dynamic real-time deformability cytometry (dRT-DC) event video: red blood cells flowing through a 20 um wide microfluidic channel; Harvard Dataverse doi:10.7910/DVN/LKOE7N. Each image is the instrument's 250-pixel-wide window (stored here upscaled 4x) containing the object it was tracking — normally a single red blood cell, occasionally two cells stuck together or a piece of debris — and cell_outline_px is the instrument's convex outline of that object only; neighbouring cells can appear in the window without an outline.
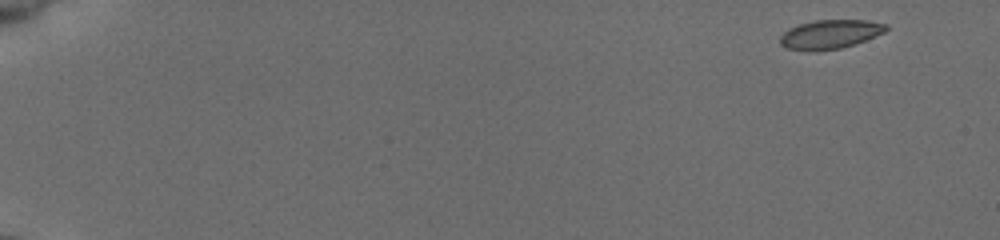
{"species": "common noctule bat (a hibernating species)", "species_latin": "Nyctalus noctula", "temperature_condition": "cold", "stored_images_in_passage": 52, "camera_frame_rate_fps": 3000, "um_per_image_px": 0.085, "animal": {"sex": "female", "body_mass_g": 19.5, "forearm_length_mm": 54.1}, "frame": {"image": 1, "passage_image": 1, "time_ms": 0.0, "image_size_px": [1000, 240], "cell_outline_px": [[888, 28], [884, 32], [856, 44], [840, 48], [812, 52], [788, 48], [780, 44], [780, 36], [788, 28], [800, 24], [816, 20], [868, 20], [888, 24]], "centroid_in_image_um": [70.56, 2.91], "position_along_channel_um": 14.4, "area_um2": 17.98}}
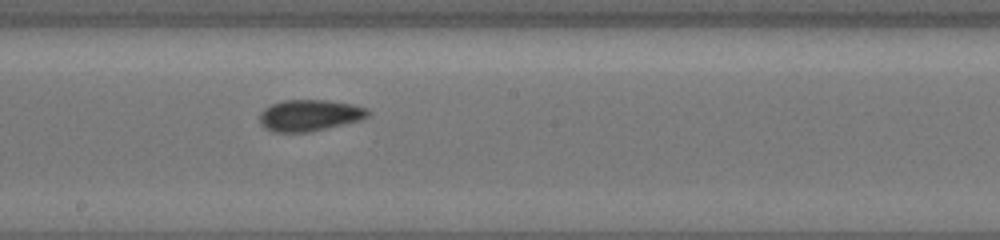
{"frame": {"image": 2, "passage_image": 30, "time_ms": 9.667, "image_size_px": [1000, 240], "cell_outline_px": [[368, 116], [356, 120], [308, 132], [276, 132], [260, 124], [260, 112], [264, 108], [272, 104], [284, 100], [328, 100], [352, 104], [368, 108]], "centroid_in_image_um": [26.27, 9.78], "position_along_channel_um": 221.9, "area_um2": 19.36}}
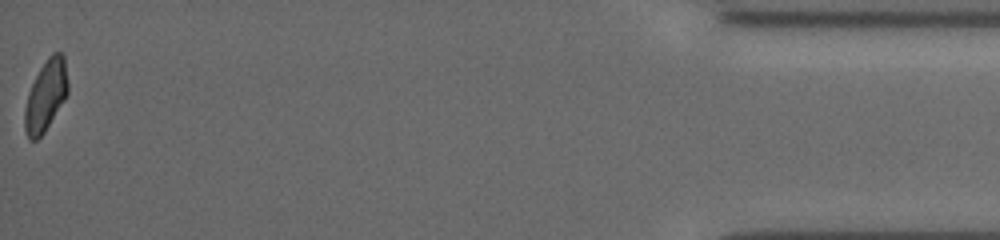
{"frame": {"image": 3, "passage_image": 52, "time_ms": 17.0, "image_size_px": [1000, 240], "cell_outline_px": [[68, 92], [64, 100], [44, 132], [36, 140], [32, 140], [28, 136], [24, 128], [24, 112], [28, 92], [40, 68], [48, 56], [52, 52], [60, 52], [64, 56], [68, 84]], "centroid_in_image_um": [3.89, 8.1], "position_along_channel_um": 431.3, "area_um2": 17.63}, "authors_computed_cell_mechanics": {"area_um2": 18.6405, "velocity_mm_per_s": 3.9138, "shape_relaxation_time_tau1_ms": 2.4928, "shape_relaxation_time_tau2_ms": 2.2199, "deformation_change_tau1": 0.0767, "deformation_change_tau2": 0.0605}}